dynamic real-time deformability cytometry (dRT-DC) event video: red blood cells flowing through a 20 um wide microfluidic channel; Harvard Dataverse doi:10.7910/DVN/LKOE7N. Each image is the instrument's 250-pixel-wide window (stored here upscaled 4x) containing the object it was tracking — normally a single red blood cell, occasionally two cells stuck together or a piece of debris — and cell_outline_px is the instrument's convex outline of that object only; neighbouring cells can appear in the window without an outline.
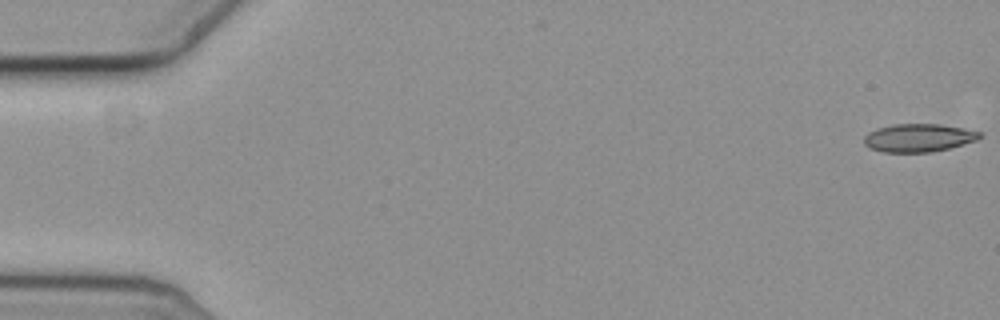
{"species": "common noctule bat (a hibernating species)", "species_latin": "Nyctalus noctula", "temperature_condition": "cold", "stored_images_in_passage": 7, "camera_frame_rate_fps": 3000, "um_per_image_px": 0.085, "animal": {"sex": "female", "body_mass_g": 19.3, "forearm_length_mm": 54.1}, "frame": {"image": 1, "passage_image": 1, "time_ms": 0.0, "image_size_px": [1000, 320], "cell_outline_px": [[984, 136], [976, 140], [948, 148], [932, 152], [884, 152], [868, 148], [864, 144], [864, 136], [868, 132], [876, 128], [892, 124], [940, 124], [980, 132]], "centroid_in_image_um": [78.02, 11.71], "position_along_channel_um": 7.0, "area_um2": 18.9}}